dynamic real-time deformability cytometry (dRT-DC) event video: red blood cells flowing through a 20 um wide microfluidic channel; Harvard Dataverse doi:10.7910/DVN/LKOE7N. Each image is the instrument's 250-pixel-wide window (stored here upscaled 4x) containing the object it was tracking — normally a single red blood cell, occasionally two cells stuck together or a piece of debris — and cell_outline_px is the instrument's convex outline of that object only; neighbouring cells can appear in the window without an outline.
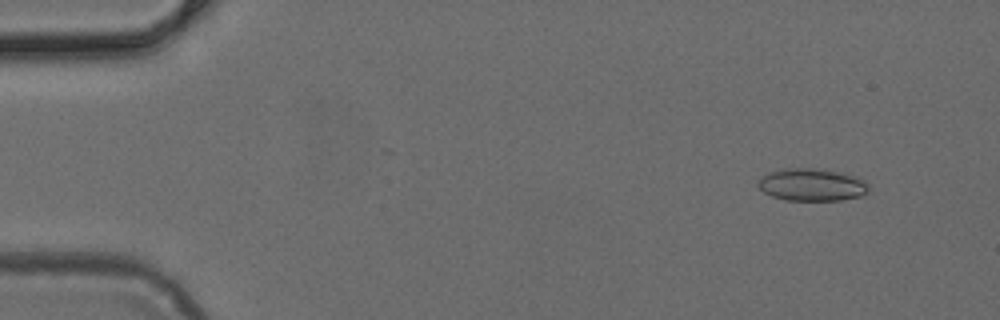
{"species": "common noctule bat (a hibernating species)", "species_latin": "Nyctalus noctula", "temperature_condition": "cold", "stored_images_in_passage": 5, "camera_frame_rate_fps": 3000, "um_per_image_px": 0.085, "animal": {"sex": "female", "body_mass_g": 24.6, "forearm_length_mm": 56.2}, "frame": {"image": 1, "passage_image": 1, "time_ms": 0.0, "image_size_px": [1000, 320], "cell_outline_px": [[868, 192], [860, 196], [840, 200], [784, 200], [772, 196], [764, 192], [756, 184], [768, 172], [784, 168], [812, 168], [840, 172], [860, 176], [868, 184]], "centroid_in_image_um": [69.03, 15.7], "position_along_channel_um": 16.0, "area_um2": 20.98}}
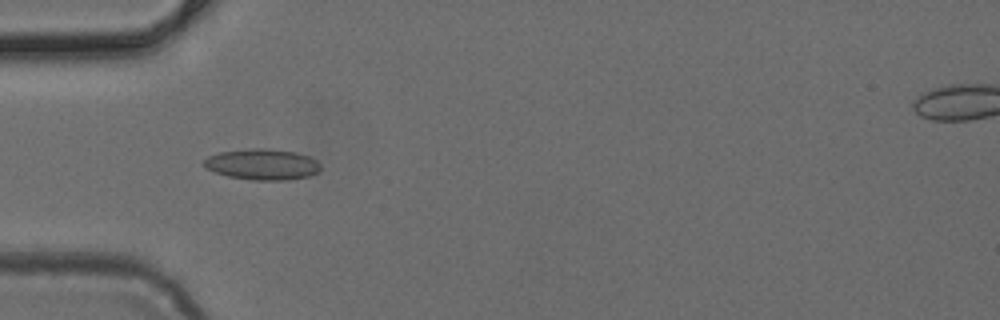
{"frame": {"image": 2, "passage_image": 4, "time_ms": 1.0, "image_size_px": [1000, 320], "cell_outline_px": [[320, 172], [308, 176], [288, 180], [252, 180], [228, 176], [204, 168], [204, 160], [208, 156], [220, 152], [248, 148], [268, 148], [296, 152], [308, 156], [316, 160], [320, 164]], "centroid_in_image_um": [22.3, 13.96], "position_along_channel_um": 62.7, "area_um2": 21.15}}
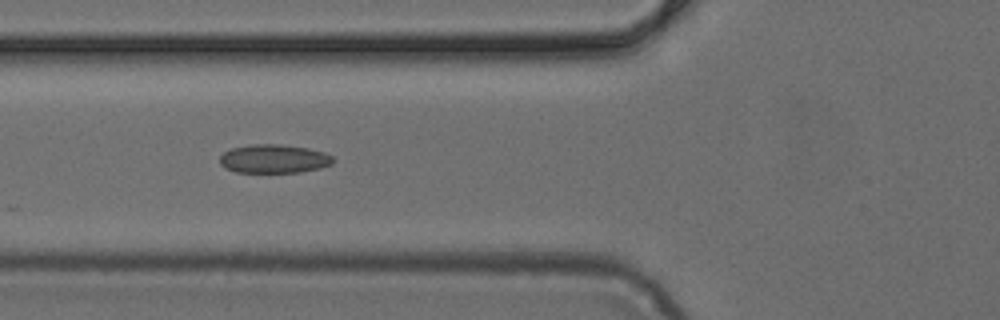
{"frame": {"image": 3, "passage_image": 5, "time_ms": 1.333, "image_size_px": [1000, 320], "cell_outline_px": [[336, 160], [332, 164], [320, 168], [300, 172], [236, 172], [224, 168], [220, 164], [220, 156], [224, 152], [232, 148], [252, 144], [280, 144], [308, 148], [324, 152], [332, 156]], "centroid_in_image_um": [23.29, 13.5], "position_along_channel_um": 102.5, "area_um2": 19.02}}